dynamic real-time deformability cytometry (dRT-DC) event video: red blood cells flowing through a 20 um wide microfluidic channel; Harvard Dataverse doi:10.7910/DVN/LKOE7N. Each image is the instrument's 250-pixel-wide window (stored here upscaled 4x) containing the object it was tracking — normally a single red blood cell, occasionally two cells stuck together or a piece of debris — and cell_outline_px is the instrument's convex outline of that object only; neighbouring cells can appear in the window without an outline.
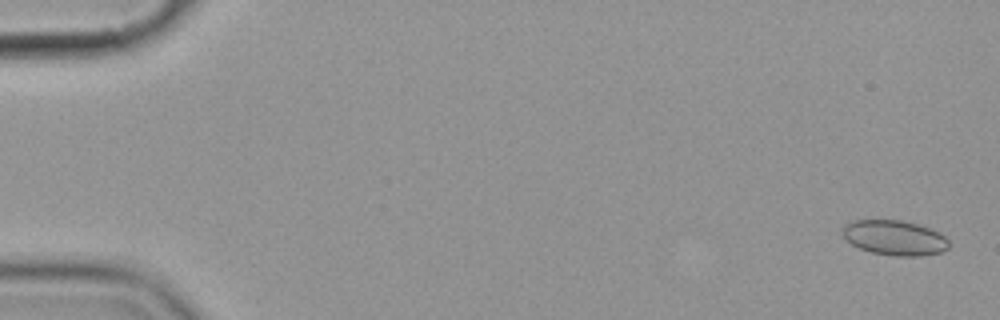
{"species": "common noctule bat (a hibernating species)", "species_latin": "Nyctalus noctula", "temperature_condition": "cold", "stored_images_in_passage": 6, "camera_frame_rate_fps": 3000, "um_per_image_px": 0.085, "animal": {"sex": "female", "body_mass_g": 19.9}, "frame": {"image": 1, "passage_image": 1, "time_ms": 0.0, "image_size_px": [1000, 320], "cell_outline_px": [[948, 248], [940, 252], [920, 256], [896, 256], [872, 252], [860, 248], [844, 240], [844, 224], [852, 220], [900, 220], [916, 224], [928, 228], [944, 236], [948, 240]], "centroid_in_image_um": [76.01, 20.21], "position_along_channel_um": 9.0, "area_um2": 21.39}}
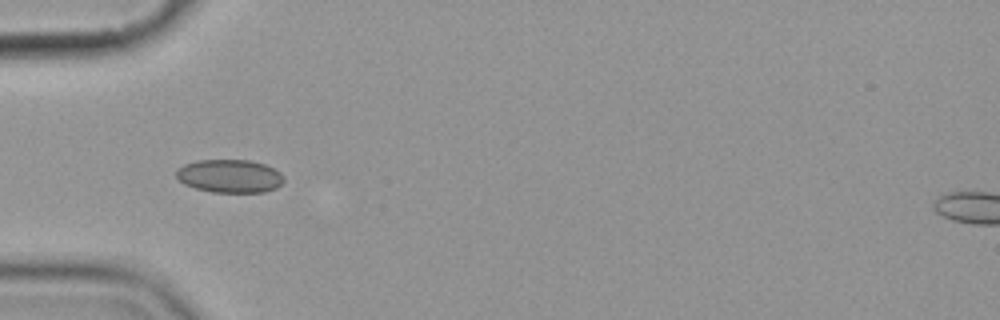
{"frame": {"image": 2, "passage_image": 5, "time_ms": 5.667, "image_size_px": [1000, 320], "cell_outline_px": [[284, 180], [276, 188], [264, 192], [212, 192], [196, 188], [184, 184], [176, 176], [176, 168], [184, 164], [196, 160], [248, 160], [264, 164], [280, 172], [284, 176]], "centroid_in_image_um": [19.51, 14.96], "position_along_channel_um": 65.5, "area_um2": 20.81}}
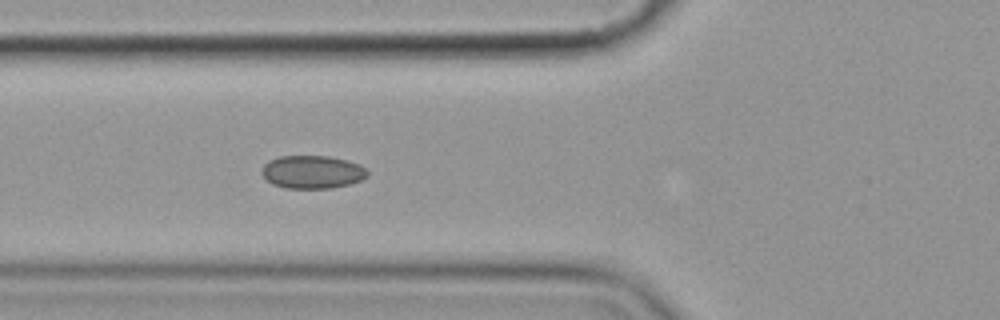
{"frame": {"image": 3, "passage_image": 6, "time_ms": 6.667, "image_size_px": [1000, 320], "cell_outline_px": [[368, 176], [352, 184], [332, 188], [284, 188], [272, 184], [260, 172], [264, 164], [268, 160], [280, 156], [328, 156], [360, 164], [368, 172]], "centroid_in_image_um": [26.53, 14.62], "position_along_channel_um": 99.3, "area_um2": 20.4}}